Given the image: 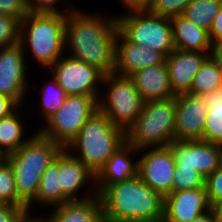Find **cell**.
Masks as SVG:
<instances>
[{"instance_id":"1","label":"cell","mask_w":222,"mask_h":222,"mask_svg":"<svg viewBox=\"0 0 222 222\" xmlns=\"http://www.w3.org/2000/svg\"><path fill=\"white\" fill-rule=\"evenodd\" d=\"M83 9L74 8L66 15L65 54L86 62L104 75L112 73L117 16Z\"/></svg>"},{"instance_id":"2","label":"cell","mask_w":222,"mask_h":222,"mask_svg":"<svg viewBox=\"0 0 222 222\" xmlns=\"http://www.w3.org/2000/svg\"><path fill=\"white\" fill-rule=\"evenodd\" d=\"M99 196L104 222H163L164 197L139 175L109 185Z\"/></svg>"},{"instance_id":"3","label":"cell","mask_w":222,"mask_h":222,"mask_svg":"<svg viewBox=\"0 0 222 222\" xmlns=\"http://www.w3.org/2000/svg\"><path fill=\"white\" fill-rule=\"evenodd\" d=\"M65 25L66 15L57 14L29 12L20 21L19 43L30 67L36 62L48 70L65 54Z\"/></svg>"},{"instance_id":"4","label":"cell","mask_w":222,"mask_h":222,"mask_svg":"<svg viewBox=\"0 0 222 222\" xmlns=\"http://www.w3.org/2000/svg\"><path fill=\"white\" fill-rule=\"evenodd\" d=\"M17 151L6 155L16 182L18 197L28 206L38 193L43 172L64 149L37 129Z\"/></svg>"},{"instance_id":"5","label":"cell","mask_w":222,"mask_h":222,"mask_svg":"<svg viewBox=\"0 0 222 222\" xmlns=\"http://www.w3.org/2000/svg\"><path fill=\"white\" fill-rule=\"evenodd\" d=\"M125 142V130L114 125L98 110L86 121L79 134L65 149L96 175Z\"/></svg>"},{"instance_id":"6","label":"cell","mask_w":222,"mask_h":222,"mask_svg":"<svg viewBox=\"0 0 222 222\" xmlns=\"http://www.w3.org/2000/svg\"><path fill=\"white\" fill-rule=\"evenodd\" d=\"M175 97L144 102L137 119L125 131L126 142L137 149L168 146L175 140Z\"/></svg>"},{"instance_id":"7","label":"cell","mask_w":222,"mask_h":222,"mask_svg":"<svg viewBox=\"0 0 222 222\" xmlns=\"http://www.w3.org/2000/svg\"><path fill=\"white\" fill-rule=\"evenodd\" d=\"M143 104L144 100L129 76L114 72L104 75L98 110L114 125L126 131L137 119Z\"/></svg>"},{"instance_id":"8","label":"cell","mask_w":222,"mask_h":222,"mask_svg":"<svg viewBox=\"0 0 222 222\" xmlns=\"http://www.w3.org/2000/svg\"><path fill=\"white\" fill-rule=\"evenodd\" d=\"M118 31L130 42L161 52L167 57L174 49L172 25L168 17L148 10L117 12Z\"/></svg>"},{"instance_id":"9","label":"cell","mask_w":222,"mask_h":222,"mask_svg":"<svg viewBox=\"0 0 222 222\" xmlns=\"http://www.w3.org/2000/svg\"><path fill=\"white\" fill-rule=\"evenodd\" d=\"M99 97L67 95L64 104L38 131L64 148L79 134L86 121L98 111Z\"/></svg>"},{"instance_id":"10","label":"cell","mask_w":222,"mask_h":222,"mask_svg":"<svg viewBox=\"0 0 222 222\" xmlns=\"http://www.w3.org/2000/svg\"><path fill=\"white\" fill-rule=\"evenodd\" d=\"M45 72L52 74L66 95L100 96L104 74L86 62L64 54Z\"/></svg>"},{"instance_id":"11","label":"cell","mask_w":222,"mask_h":222,"mask_svg":"<svg viewBox=\"0 0 222 222\" xmlns=\"http://www.w3.org/2000/svg\"><path fill=\"white\" fill-rule=\"evenodd\" d=\"M30 70L20 43L0 48V94L9 96L19 106L29 107L28 93L32 92L29 87L33 81Z\"/></svg>"},{"instance_id":"12","label":"cell","mask_w":222,"mask_h":222,"mask_svg":"<svg viewBox=\"0 0 222 222\" xmlns=\"http://www.w3.org/2000/svg\"><path fill=\"white\" fill-rule=\"evenodd\" d=\"M138 175L163 197L171 193L176 164L169 146L139 149Z\"/></svg>"},{"instance_id":"13","label":"cell","mask_w":222,"mask_h":222,"mask_svg":"<svg viewBox=\"0 0 222 222\" xmlns=\"http://www.w3.org/2000/svg\"><path fill=\"white\" fill-rule=\"evenodd\" d=\"M175 140H203L208 113L204 97L190 93L175 96Z\"/></svg>"},{"instance_id":"14","label":"cell","mask_w":222,"mask_h":222,"mask_svg":"<svg viewBox=\"0 0 222 222\" xmlns=\"http://www.w3.org/2000/svg\"><path fill=\"white\" fill-rule=\"evenodd\" d=\"M59 180L62 191L71 200H86L98 195L95 174L65 148L59 154Z\"/></svg>"},{"instance_id":"15","label":"cell","mask_w":222,"mask_h":222,"mask_svg":"<svg viewBox=\"0 0 222 222\" xmlns=\"http://www.w3.org/2000/svg\"><path fill=\"white\" fill-rule=\"evenodd\" d=\"M166 57L159 51L128 41L119 31L115 40L114 73L130 76L141 69L162 64Z\"/></svg>"},{"instance_id":"16","label":"cell","mask_w":222,"mask_h":222,"mask_svg":"<svg viewBox=\"0 0 222 222\" xmlns=\"http://www.w3.org/2000/svg\"><path fill=\"white\" fill-rule=\"evenodd\" d=\"M138 158L139 149L131 144L125 142L118 148L95 175L97 194L100 195L109 185L137 176Z\"/></svg>"},{"instance_id":"17","label":"cell","mask_w":222,"mask_h":222,"mask_svg":"<svg viewBox=\"0 0 222 222\" xmlns=\"http://www.w3.org/2000/svg\"><path fill=\"white\" fill-rule=\"evenodd\" d=\"M211 209L205 188L171 192L164 197L163 222H190Z\"/></svg>"},{"instance_id":"18","label":"cell","mask_w":222,"mask_h":222,"mask_svg":"<svg viewBox=\"0 0 222 222\" xmlns=\"http://www.w3.org/2000/svg\"><path fill=\"white\" fill-rule=\"evenodd\" d=\"M47 210L40 212V215L39 213L35 215L34 219L37 222H104L103 206L99 195L86 200L65 202Z\"/></svg>"},{"instance_id":"19","label":"cell","mask_w":222,"mask_h":222,"mask_svg":"<svg viewBox=\"0 0 222 222\" xmlns=\"http://www.w3.org/2000/svg\"><path fill=\"white\" fill-rule=\"evenodd\" d=\"M208 56L209 52L182 51L175 48L166 57L170 87L175 96L190 92L193 78Z\"/></svg>"},{"instance_id":"20","label":"cell","mask_w":222,"mask_h":222,"mask_svg":"<svg viewBox=\"0 0 222 222\" xmlns=\"http://www.w3.org/2000/svg\"><path fill=\"white\" fill-rule=\"evenodd\" d=\"M129 77L144 102L175 97L170 87L169 71L165 61L162 64L141 69Z\"/></svg>"},{"instance_id":"21","label":"cell","mask_w":222,"mask_h":222,"mask_svg":"<svg viewBox=\"0 0 222 222\" xmlns=\"http://www.w3.org/2000/svg\"><path fill=\"white\" fill-rule=\"evenodd\" d=\"M69 201L72 200L62 191L60 186L58 155L43 172L36 198L28 205V213L34 218V214L38 213L36 212L38 210H34L37 207L44 211V209H49Z\"/></svg>"},{"instance_id":"22","label":"cell","mask_w":222,"mask_h":222,"mask_svg":"<svg viewBox=\"0 0 222 222\" xmlns=\"http://www.w3.org/2000/svg\"><path fill=\"white\" fill-rule=\"evenodd\" d=\"M170 19L176 49L193 52H210L211 42L206 30L196 26L182 14Z\"/></svg>"},{"instance_id":"23","label":"cell","mask_w":222,"mask_h":222,"mask_svg":"<svg viewBox=\"0 0 222 222\" xmlns=\"http://www.w3.org/2000/svg\"><path fill=\"white\" fill-rule=\"evenodd\" d=\"M26 106H19L8 117L0 119V150L5 155L17 151L34 134L29 132V128L31 127H28L29 125L27 124L29 123L24 120L27 116L24 114L23 108L25 111Z\"/></svg>"},{"instance_id":"24","label":"cell","mask_w":222,"mask_h":222,"mask_svg":"<svg viewBox=\"0 0 222 222\" xmlns=\"http://www.w3.org/2000/svg\"><path fill=\"white\" fill-rule=\"evenodd\" d=\"M208 108L203 140L222 144V86L203 95Z\"/></svg>"},{"instance_id":"25","label":"cell","mask_w":222,"mask_h":222,"mask_svg":"<svg viewBox=\"0 0 222 222\" xmlns=\"http://www.w3.org/2000/svg\"><path fill=\"white\" fill-rule=\"evenodd\" d=\"M50 77L47 78L42 84V86H38L41 90L39 93V102H35V99L32 102L33 105H37V111L40 115L43 124L64 104V100L66 98V93L63 88L58 84L57 80L52 76V74L48 72ZM47 81V82H46ZM44 84V85H43ZM36 103V104H35Z\"/></svg>"},{"instance_id":"26","label":"cell","mask_w":222,"mask_h":222,"mask_svg":"<svg viewBox=\"0 0 222 222\" xmlns=\"http://www.w3.org/2000/svg\"><path fill=\"white\" fill-rule=\"evenodd\" d=\"M221 7L222 0H191L182 15L209 33Z\"/></svg>"},{"instance_id":"27","label":"cell","mask_w":222,"mask_h":222,"mask_svg":"<svg viewBox=\"0 0 222 222\" xmlns=\"http://www.w3.org/2000/svg\"><path fill=\"white\" fill-rule=\"evenodd\" d=\"M222 86V72L216 63L208 56L202 63L199 72L192 81L190 94L203 96Z\"/></svg>"},{"instance_id":"28","label":"cell","mask_w":222,"mask_h":222,"mask_svg":"<svg viewBox=\"0 0 222 222\" xmlns=\"http://www.w3.org/2000/svg\"><path fill=\"white\" fill-rule=\"evenodd\" d=\"M220 145L205 140H194L195 169L207 177L219 169Z\"/></svg>"},{"instance_id":"29","label":"cell","mask_w":222,"mask_h":222,"mask_svg":"<svg viewBox=\"0 0 222 222\" xmlns=\"http://www.w3.org/2000/svg\"><path fill=\"white\" fill-rule=\"evenodd\" d=\"M0 203L21 206L28 210V206L18 197L14 174L7 159L0 164Z\"/></svg>"},{"instance_id":"30","label":"cell","mask_w":222,"mask_h":222,"mask_svg":"<svg viewBox=\"0 0 222 222\" xmlns=\"http://www.w3.org/2000/svg\"><path fill=\"white\" fill-rule=\"evenodd\" d=\"M205 188V177L196 169L175 168L171 192Z\"/></svg>"},{"instance_id":"31","label":"cell","mask_w":222,"mask_h":222,"mask_svg":"<svg viewBox=\"0 0 222 222\" xmlns=\"http://www.w3.org/2000/svg\"><path fill=\"white\" fill-rule=\"evenodd\" d=\"M27 1L30 6V12L36 13V14L67 15L72 9L81 7L79 5L75 6V4L77 3L75 2L73 3L72 0H68V1L67 0L66 1L65 0H27Z\"/></svg>"},{"instance_id":"32","label":"cell","mask_w":222,"mask_h":222,"mask_svg":"<svg viewBox=\"0 0 222 222\" xmlns=\"http://www.w3.org/2000/svg\"><path fill=\"white\" fill-rule=\"evenodd\" d=\"M171 148L178 169H195L194 141H172Z\"/></svg>"},{"instance_id":"33","label":"cell","mask_w":222,"mask_h":222,"mask_svg":"<svg viewBox=\"0 0 222 222\" xmlns=\"http://www.w3.org/2000/svg\"><path fill=\"white\" fill-rule=\"evenodd\" d=\"M20 21L12 16L0 14V48L19 43Z\"/></svg>"},{"instance_id":"34","label":"cell","mask_w":222,"mask_h":222,"mask_svg":"<svg viewBox=\"0 0 222 222\" xmlns=\"http://www.w3.org/2000/svg\"><path fill=\"white\" fill-rule=\"evenodd\" d=\"M191 0H153L148 10L152 14L171 18L183 14L184 9Z\"/></svg>"},{"instance_id":"35","label":"cell","mask_w":222,"mask_h":222,"mask_svg":"<svg viewBox=\"0 0 222 222\" xmlns=\"http://www.w3.org/2000/svg\"><path fill=\"white\" fill-rule=\"evenodd\" d=\"M205 189L210 206L214 208L222 201V169H217L205 178Z\"/></svg>"},{"instance_id":"36","label":"cell","mask_w":222,"mask_h":222,"mask_svg":"<svg viewBox=\"0 0 222 222\" xmlns=\"http://www.w3.org/2000/svg\"><path fill=\"white\" fill-rule=\"evenodd\" d=\"M30 12L27 0H0V14L12 16L21 21Z\"/></svg>"},{"instance_id":"37","label":"cell","mask_w":222,"mask_h":222,"mask_svg":"<svg viewBox=\"0 0 222 222\" xmlns=\"http://www.w3.org/2000/svg\"><path fill=\"white\" fill-rule=\"evenodd\" d=\"M32 217L21 206L0 203V222H29Z\"/></svg>"},{"instance_id":"38","label":"cell","mask_w":222,"mask_h":222,"mask_svg":"<svg viewBox=\"0 0 222 222\" xmlns=\"http://www.w3.org/2000/svg\"><path fill=\"white\" fill-rule=\"evenodd\" d=\"M120 6L123 9V11H120L122 13L128 12V11H144L149 10L152 6L153 0H118Z\"/></svg>"},{"instance_id":"39","label":"cell","mask_w":222,"mask_h":222,"mask_svg":"<svg viewBox=\"0 0 222 222\" xmlns=\"http://www.w3.org/2000/svg\"><path fill=\"white\" fill-rule=\"evenodd\" d=\"M208 34L211 43L222 42V7L215 16Z\"/></svg>"},{"instance_id":"40","label":"cell","mask_w":222,"mask_h":222,"mask_svg":"<svg viewBox=\"0 0 222 222\" xmlns=\"http://www.w3.org/2000/svg\"><path fill=\"white\" fill-rule=\"evenodd\" d=\"M19 105L9 96L0 94V119L8 117Z\"/></svg>"},{"instance_id":"41","label":"cell","mask_w":222,"mask_h":222,"mask_svg":"<svg viewBox=\"0 0 222 222\" xmlns=\"http://www.w3.org/2000/svg\"><path fill=\"white\" fill-rule=\"evenodd\" d=\"M209 56L222 72V42H212Z\"/></svg>"},{"instance_id":"42","label":"cell","mask_w":222,"mask_h":222,"mask_svg":"<svg viewBox=\"0 0 222 222\" xmlns=\"http://www.w3.org/2000/svg\"><path fill=\"white\" fill-rule=\"evenodd\" d=\"M190 222H219V219L217 218L214 208H212L210 211L195 217Z\"/></svg>"},{"instance_id":"43","label":"cell","mask_w":222,"mask_h":222,"mask_svg":"<svg viewBox=\"0 0 222 222\" xmlns=\"http://www.w3.org/2000/svg\"><path fill=\"white\" fill-rule=\"evenodd\" d=\"M214 210L216 212L217 218L219 222H222V201H220L215 207Z\"/></svg>"},{"instance_id":"44","label":"cell","mask_w":222,"mask_h":222,"mask_svg":"<svg viewBox=\"0 0 222 222\" xmlns=\"http://www.w3.org/2000/svg\"><path fill=\"white\" fill-rule=\"evenodd\" d=\"M219 168L222 169V144L220 145Z\"/></svg>"},{"instance_id":"45","label":"cell","mask_w":222,"mask_h":222,"mask_svg":"<svg viewBox=\"0 0 222 222\" xmlns=\"http://www.w3.org/2000/svg\"><path fill=\"white\" fill-rule=\"evenodd\" d=\"M6 160V155L0 150V164Z\"/></svg>"},{"instance_id":"46","label":"cell","mask_w":222,"mask_h":222,"mask_svg":"<svg viewBox=\"0 0 222 222\" xmlns=\"http://www.w3.org/2000/svg\"><path fill=\"white\" fill-rule=\"evenodd\" d=\"M29 222H37L34 218H32Z\"/></svg>"}]
</instances>
